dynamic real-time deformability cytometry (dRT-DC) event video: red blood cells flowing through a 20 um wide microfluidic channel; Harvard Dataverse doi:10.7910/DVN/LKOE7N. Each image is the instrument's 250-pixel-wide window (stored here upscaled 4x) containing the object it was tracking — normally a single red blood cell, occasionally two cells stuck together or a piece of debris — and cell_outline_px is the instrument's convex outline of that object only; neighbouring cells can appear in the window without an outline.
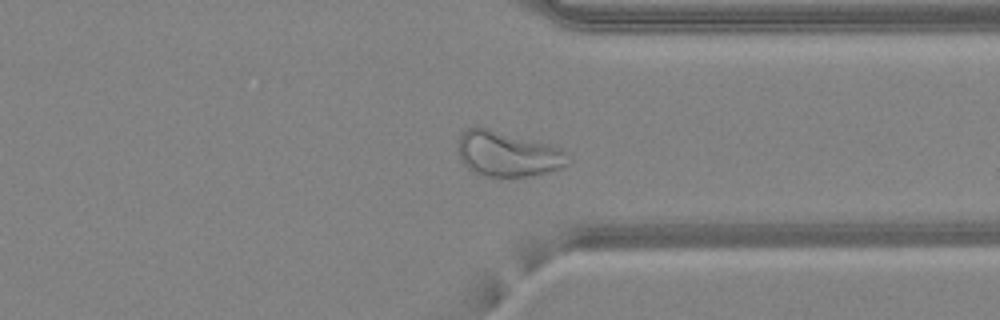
{"species": "common noctule bat (a hibernating species)", "species_latin": "Nyctalus noctula", "temperature_condition": "warm", "stored_images_in_passage": 42, "camera_frame_rate_fps": 3000, "um_per_image_px": 0.085, "animal": {"sex": "female", "body_mass_g": 24.6, "forearm_length_mm": 56.2}, "frame": {"image": 1, "passage_image": 31, "time_ms": 10.0, "image_size_px": [1000, 320], "cell_outline_px": [[572, 160], [568, 164], [560, 168], [532, 176], [484, 176], [472, 172], [460, 160], [460, 132], [476, 124], [552, 144], [564, 148]], "centroid_in_image_um": [43.19, 13.05], "position_along_channel_um": 368.2, "area_um2": 29.65}}
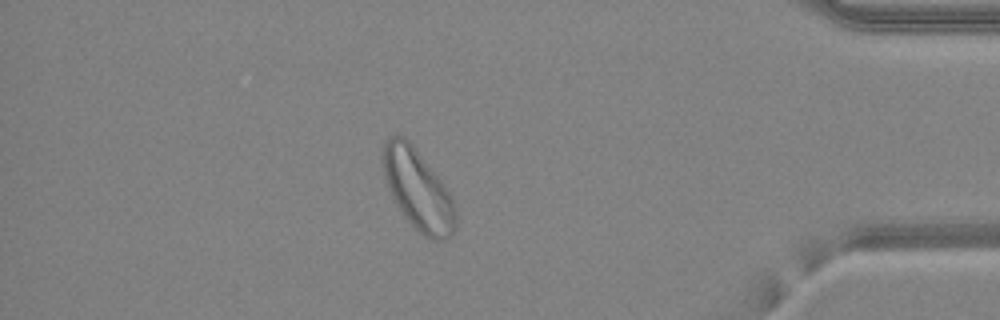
{"frame": {"image": 2, "passage_image": 36, "time_ms": 11.667, "image_size_px": [1000, 320], "cell_outline_px": [[456, 228], [444, 240], [432, 240], [424, 236], [400, 212], [388, 188], [384, 176], [380, 160], [380, 152], [384, 140], [392, 136], [404, 136], [412, 144], [440, 180], [448, 192], [456, 208]], "centroid_in_image_um": [35.47, 16.1], "position_along_channel_um": 399.7, "area_um2": 33.99}}